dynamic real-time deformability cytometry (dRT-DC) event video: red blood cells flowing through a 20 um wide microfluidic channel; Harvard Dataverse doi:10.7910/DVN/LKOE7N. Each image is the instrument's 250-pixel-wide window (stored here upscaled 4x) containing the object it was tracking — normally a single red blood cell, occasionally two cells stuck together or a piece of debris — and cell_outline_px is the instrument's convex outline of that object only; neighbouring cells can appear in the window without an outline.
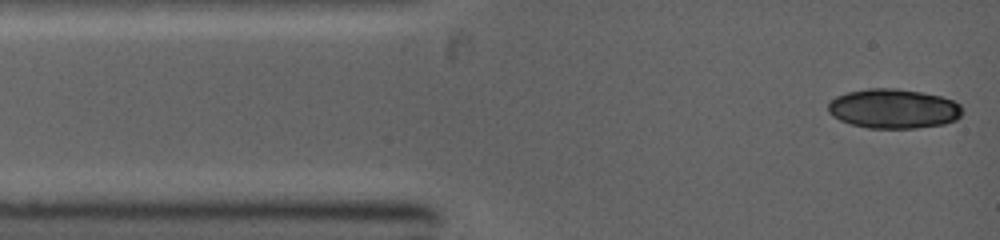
{"species": "common noctule bat (a hibernating species)", "species_latin": "Nyctalus noctula", "temperature_condition": "warm", "stored_images_in_passage": 10, "camera_frame_rate_fps": 5000, "um_per_image_px": 0.085, "animal": {"sex": "female", "body_mass_g": 19.0, "forearm_length_mm": 53.3}, "frame": {"image": 1, "passage_image": 1, "time_ms": 0.0, "image_size_px": [1000, 240], "cell_outline_px": [[960, 116], [956, 120], [944, 124], [916, 128], [868, 128], [852, 124], [840, 120], [832, 116], [828, 112], [828, 104], [836, 96], [848, 92], [868, 88], [896, 88], [920, 92], [940, 96], [952, 100], [960, 104]], "centroid_in_image_um": [75.93, 9.24], "position_along_channel_um": 9.1, "area_um2": 30.81}}